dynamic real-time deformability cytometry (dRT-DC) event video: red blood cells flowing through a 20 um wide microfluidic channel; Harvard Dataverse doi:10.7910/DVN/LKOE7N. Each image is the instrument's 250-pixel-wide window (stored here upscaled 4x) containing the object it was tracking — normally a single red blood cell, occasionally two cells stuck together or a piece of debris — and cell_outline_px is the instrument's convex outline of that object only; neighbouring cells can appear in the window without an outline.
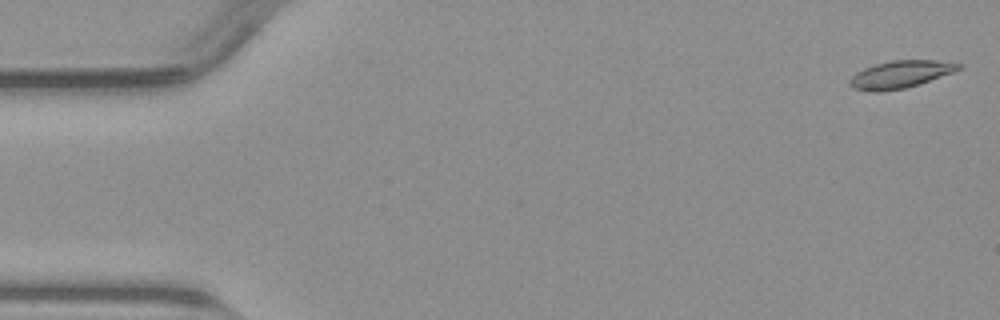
{"species": "common noctule bat (a hibernating species)", "species_latin": "Nyctalus noctula", "temperature_condition": "warm", "stored_images_in_passage": 50, "camera_frame_rate_fps": 3000, "um_per_image_px": 0.085, "animal": {"sex": "male", "body_mass_g": 23.1, "forearm_length_mm": 52.7}, "frame": {"image": 1, "passage_image": 1, "time_ms": 0.0, "image_size_px": [1000, 320], "cell_outline_px": [[964, 64], [960, 68], [952, 72], [920, 84], [904, 88], [880, 92], [876, 92], [852, 88], [848, 84], [848, 80], [856, 72], [864, 68], [876, 64], [892, 60], [932, 60]], "centroid_in_image_um": [76.49, 6.33], "position_along_channel_um": 8.5, "area_um2": 17.28}}
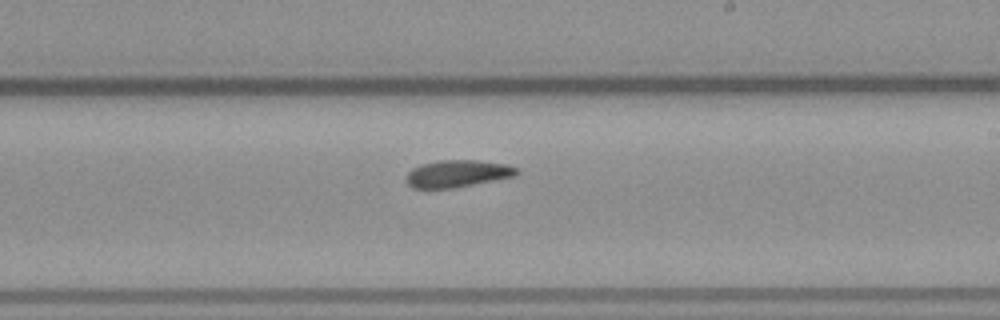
{"frame": {"image": 2, "passage_image": 29, "time_ms": 9.333, "image_size_px": [1000, 320], "cell_outline_px": [[520, 172], [516, 176], [456, 188], [412, 188], [404, 180], [408, 172], [412, 168], [420, 164], [436, 160], [476, 160], [508, 164], [520, 168]], "centroid_in_image_um": [38.91, 14.75], "position_along_channel_um": 250.1, "area_um2": 17.92}}
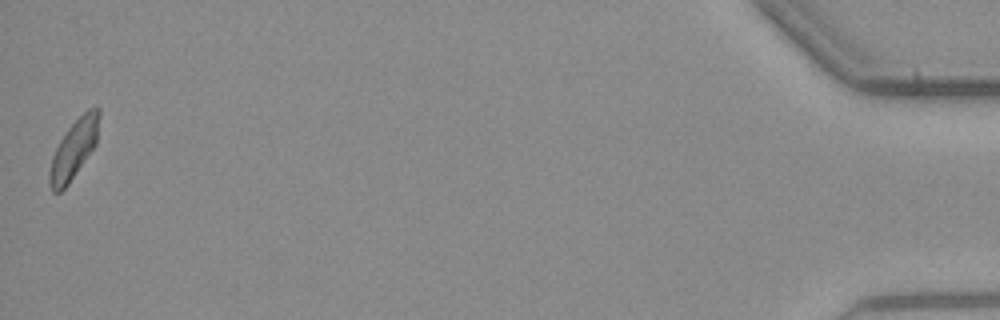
{"frame": {"image": 3, "passage_image": 50, "time_ms": 16.333, "image_size_px": [1000, 320], "cell_outline_px": [[100, 116], [96, 144], [68, 184], [60, 192], [52, 192], [48, 184], [48, 172], [52, 156], [60, 140], [68, 128], [88, 108], [96, 104], [100, 108]], "centroid_in_image_um": [6.27, 12.66], "position_along_channel_um": 428.9, "area_um2": 17.05}}